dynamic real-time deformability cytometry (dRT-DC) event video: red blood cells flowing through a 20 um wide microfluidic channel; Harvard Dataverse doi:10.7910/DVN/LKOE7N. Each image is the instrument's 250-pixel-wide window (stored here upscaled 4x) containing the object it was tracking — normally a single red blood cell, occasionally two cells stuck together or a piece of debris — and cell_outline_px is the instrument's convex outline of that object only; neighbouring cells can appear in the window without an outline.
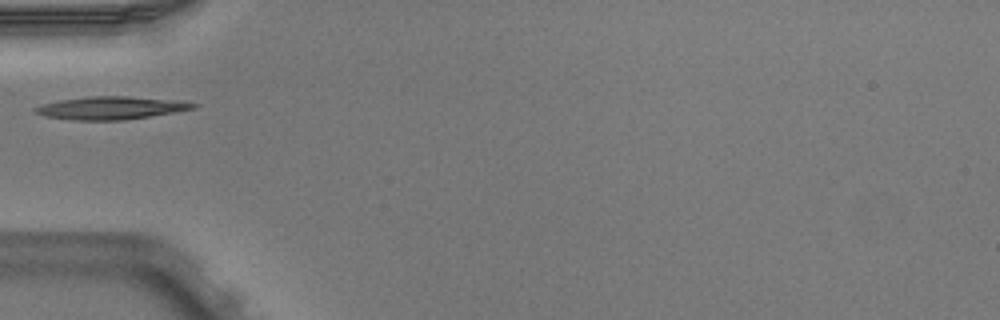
{"species": "Egyptian fruit bat (a non-hibernating species)", "species_latin": "Rousettus aegyptiacus", "temperature_condition": "warm", "stored_images_in_passage": 2, "camera_frame_rate_fps": 3000, "um_per_image_px": 0.085, "animal": {"sex": "male"}, "frame": {"image": 1, "passage_image": 2, "time_ms": 0.333, "image_size_px": [1000, 320], "cell_outline_px": [[200, 104], [196, 108], [176, 112], [124, 120], [72, 120], [44, 116], [36, 112], [32, 108], [44, 104], [60, 100], [88, 96], [128, 96]], "centroid_in_image_um": [9.38, 9.18], "position_along_channel_um": 75.6, "area_um2": 20.69}}